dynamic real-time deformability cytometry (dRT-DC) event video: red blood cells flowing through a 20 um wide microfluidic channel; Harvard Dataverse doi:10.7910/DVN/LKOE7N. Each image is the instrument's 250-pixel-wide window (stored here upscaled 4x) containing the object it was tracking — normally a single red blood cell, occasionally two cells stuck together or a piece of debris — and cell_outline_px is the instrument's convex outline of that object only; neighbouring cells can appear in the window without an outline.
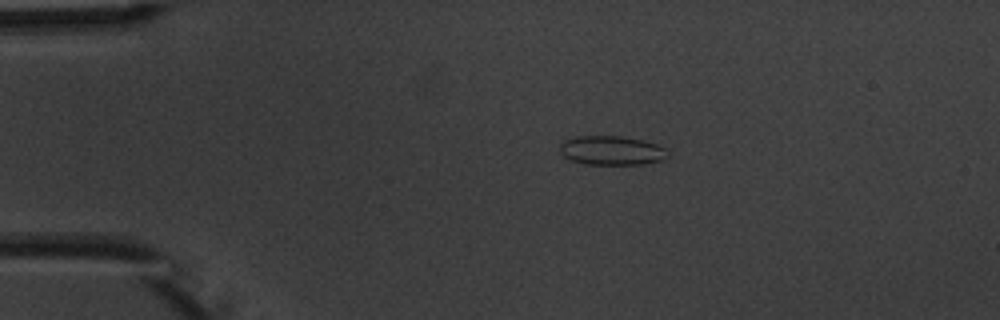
{"species": "common noctule bat (a hibernating species)", "species_latin": "Nyctalus noctula", "temperature_condition": "warm", "stored_images_in_passage": 7, "camera_frame_rate_fps": 3000, "um_per_image_px": 0.085, "animal": {"sex": "male", "body_mass_g": 20.1, "forearm_length_mm": 53.5}, "frame": {"image": 1, "passage_image": 4, "time_ms": 3.333, "image_size_px": [1000, 320], "cell_outline_px": [[668, 156], [664, 160], [644, 164], [584, 164], [560, 156], [560, 144], [564, 140], [576, 136], [620, 136], [644, 140], [656, 144], [664, 148], [668, 152]], "centroid_in_image_um": [51.97, 12.79], "position_along_channel_um": 33.0, "area_um2": 18.5}}
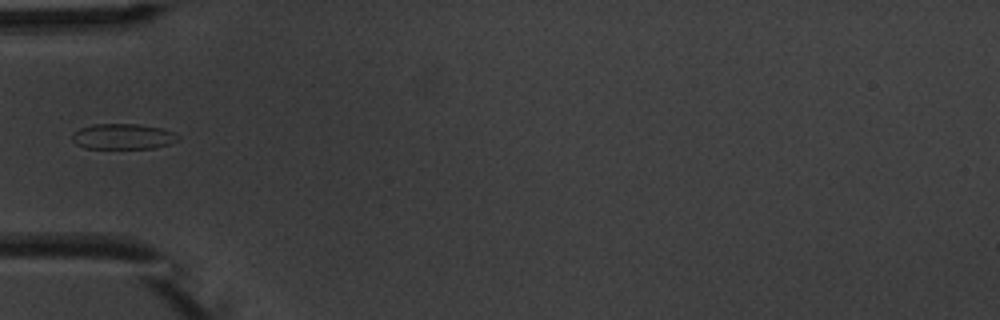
{"frame": {"image": 2, "passage_image": 6, "time_ms": 5.667, "image_size_px": [1000, 320], "cell_outline_px": [[180, 140], [172, 144], [156, 148], [84, 148], [76, 144], [72, 140], [72, 132], [80, 128], [92, 124], [136, 124], [164, 128], [180, 136]], "centroid_in_image_um": [10.48, 11.6], "position_along_channel_um": 74.5, "area_um2": 16.01}}